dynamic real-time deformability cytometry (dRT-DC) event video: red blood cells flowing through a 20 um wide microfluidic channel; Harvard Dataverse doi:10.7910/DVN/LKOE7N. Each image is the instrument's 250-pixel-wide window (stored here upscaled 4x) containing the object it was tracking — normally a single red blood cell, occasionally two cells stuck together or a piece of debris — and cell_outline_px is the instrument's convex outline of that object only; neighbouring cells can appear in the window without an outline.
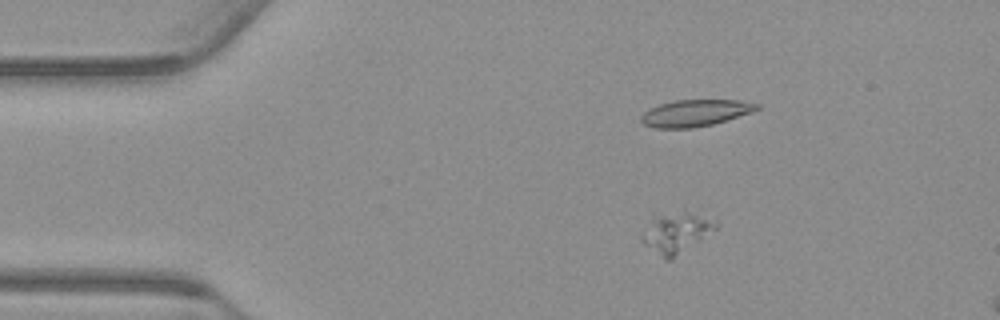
{"species": "common noctule bat (a hibernating species)", "species_latin": "Nyctalus noctula", "temperature_condition": "warm", "stored_images_in_passage": 15, "camera_frame_rate_fps": 3000, "um_per_image_px": 0.085, "animal": {"sex": "male", "body_mass_g": 23.1, "forearm_length_mm": 52.7}, "frame": {"image": 1, "passage_image": 9, "time_ms": 2.667, "image_size_px": [1000, 320], "cell_outline_px": [[716, 228], [700, 240], [672, 260], [664, 260], [644, 244], [640, 240], [640, 232], [652, 212], [684, 208], [716, 224]], "centroid_in_image_um": [57.3, 19.71], "position_along_channel_um": 27.7, "area_um2": 18.32}}